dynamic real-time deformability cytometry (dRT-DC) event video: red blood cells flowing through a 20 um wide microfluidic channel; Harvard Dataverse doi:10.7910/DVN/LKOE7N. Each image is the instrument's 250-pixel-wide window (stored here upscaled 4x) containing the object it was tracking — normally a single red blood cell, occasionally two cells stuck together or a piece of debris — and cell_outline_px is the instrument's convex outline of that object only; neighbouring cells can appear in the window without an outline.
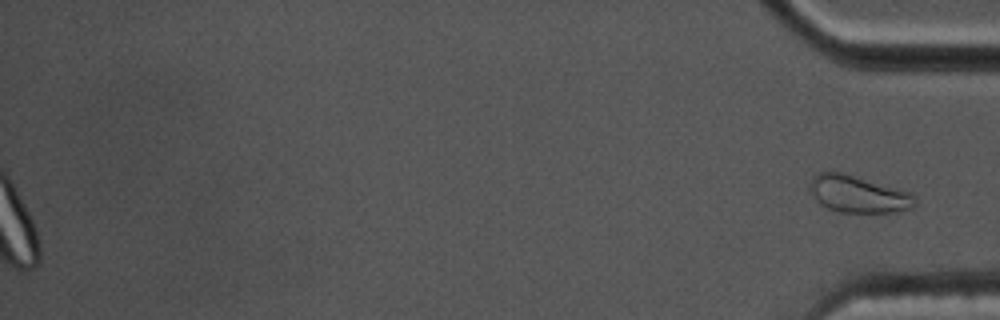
{"species": "common noctule bat (a hibernating species)", "species_latin": "Nyctalus noctula", "temperature_condition": "cold", "stored_images_in_passage": 58, "segment_of_instrument_passage": [2, 2], "camera_frame_rate_fps": 3000, "um_per_image_px": 0.085, "animal": {"sex": "male", "body_mass_g": 17.5, "forearm_length_mm": 52.3}, "frame": {"image": 1, "passage_image": 58, "time_ms": 19.0, "image_size_px": [1000, 320], "cell_outline_px": [[916, 204], [912, 208], [896, 212], [840, 212], [828, 208], [816, 200], [808, 188], [808, 184], [812, 176], [816, 172], [844, 172], [908, 192], [916, 200]], "centroid_in_image_um": [72.89, 16.49], "position_along_channel_um": 362.3, "area_um2": 22.6}}